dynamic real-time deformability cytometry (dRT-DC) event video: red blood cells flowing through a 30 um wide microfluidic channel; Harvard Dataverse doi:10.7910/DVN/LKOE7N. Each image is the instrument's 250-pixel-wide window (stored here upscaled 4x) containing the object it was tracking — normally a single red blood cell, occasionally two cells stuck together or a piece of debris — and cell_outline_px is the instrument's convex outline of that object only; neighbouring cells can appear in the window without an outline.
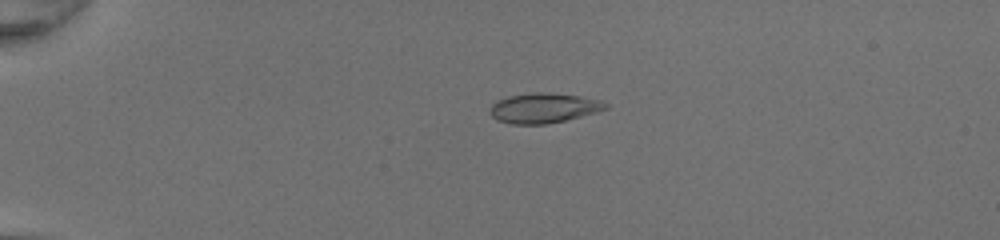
{"species": "common noctule bat (a hibernating species)", "species_latin": "Nyctalus noctula", "temperature_condition": "room temperature", "stored_images_in_passage": 51, "camera_frame_rate_fps": 3000, "um_per_image_px": 0.085, "animal": {"sex": "female", "body_mass_g": 20.0, "forearm_length_mm": 54.0}, "frame": {"image": 1, "passage_image": 14, "time_ms": 4.333, "image_size_px": [1000, 240], "cell_outline_px": [[608, 108], [596, 112], [548, 124], [512, 124], [496, 120], [488, 112], [488, 108], [496, 100], [508, 96], [532, 92], [544, 92], [580, 96], [600, 100], [608, 104]], "centroid_in_image_um": [46.15, 9.18], "position_along_channel_um": 38.8, "area_um2": 20.23}}
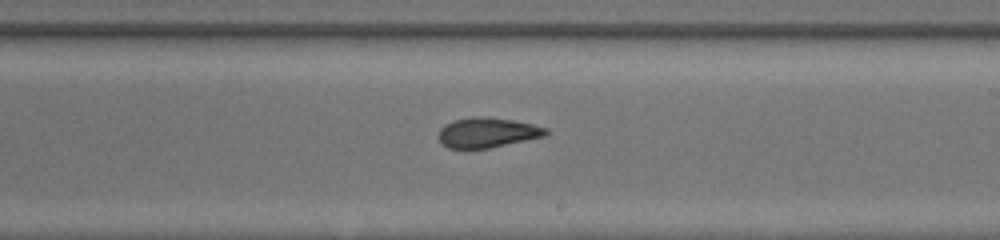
{"frame": {"image": 2, "passage_image": 33, "time_ms": 10.667, "image_size_px": [1000, 240], "cell_outline_px": [[552, 132], [544, 136], [488, 148], [448, 148], [440, 144], [440, 128], [444, 124], [452, 120], [472, 116], [488, 116], [512, 120], [532, 124], [548, 128]], "centroid_in_image_um": [41.42, 11.25], "position_along_channel_um": 247.6, "area_um2": 18.84}}
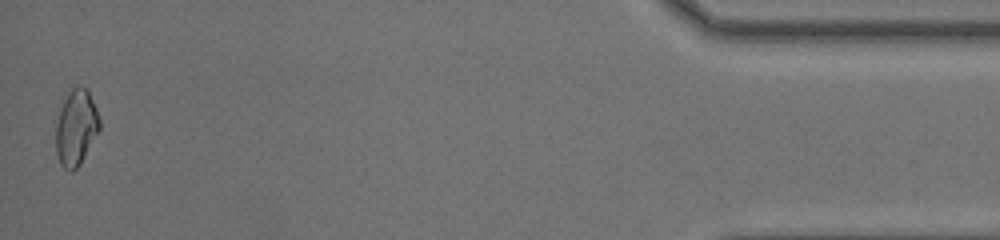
{"frame": {"image": 3, "passage_image": 51, "time_ms": 16.667, "image_size_px": [1000, 240], "cell_outline_px": [[100, 128], [80, 164], [72, 172], [68, 172], [60, 164], [56, 152], [56, 124], [60, 108], [68, 92], [72, 88], [80, 84], [88, 88], [96, 108], [100, 120]], "centroid_in_image_um": [6.46, 10.82], "position_along_channel_um": 428.7, "area_um2": 19.42}, "authors_computed_cell_mechanics": {"area_um2": 19.4208, "velocity_mm_per_s": 4.2699, "shape_relaxation_time_tau1_ms": null, "shape_relaxation_time_tau2_ms": 1.6665, "deformation_change_tau1": null, "deformation_change_tau2": 0.0591}}